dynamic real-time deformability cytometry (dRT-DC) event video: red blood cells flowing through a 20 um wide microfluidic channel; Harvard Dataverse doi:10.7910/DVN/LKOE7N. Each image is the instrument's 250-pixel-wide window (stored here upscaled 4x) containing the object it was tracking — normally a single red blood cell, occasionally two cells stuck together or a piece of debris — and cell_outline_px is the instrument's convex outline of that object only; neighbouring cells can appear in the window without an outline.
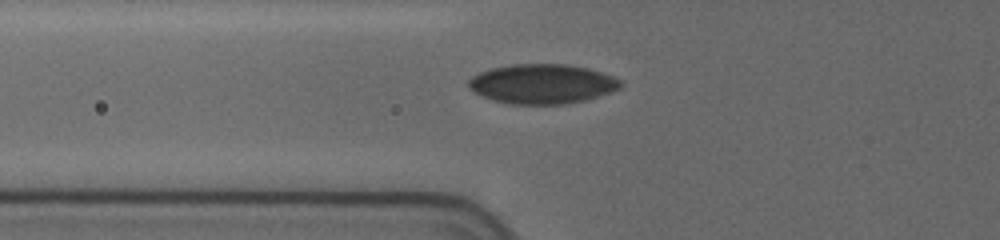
{"species": "human", "species_latin": "Homo sapiens", "temperature_condition": "cold", "stored_images_in_passage": 33, "camera_frame_rate_fps": 3000, "um_per_image_px": 0.085, "donor": {"sex": "female"}, "frame": {"image": 1, "passage_image": 6, "time_ms": 2.333, "image_size_px": [1000, 240], "cell_outline_px": [[624, 84], [620, 88], [612, 92], [584, 100], [568, 104], [508, 104], [492, 100], [472, 92], [468, 88], [468, 80], [472, 76], [480, 72], [492, 68], [508, 64], [568, 64], [588, 68], [612, 76], [620, 80]], "centroid_in_image_um": [46.06, 7.13], "position_along_channel_um": 79.7, "area_um2": 35.37}}
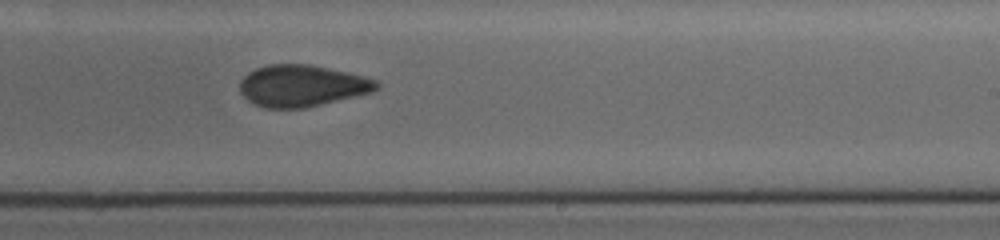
{"frame": {"image": 2, "passage_image": 18, "time_ms": 7.333, "image_size_px": [1000, 240], "cell_outline_px": [[380, 88], [372, 92], [304, 108], [268, 108], [256, 104], [248, 100], [240, 92], [240, 80], [248, 72], [256, 68], [268, 64], [308, 64], [364, 76], [376, 80], [380, 84]], "centroid_in_image_um": [25.66, 7.28], "position_along_channel_um": 263.3, "area_um2": 32.95}}
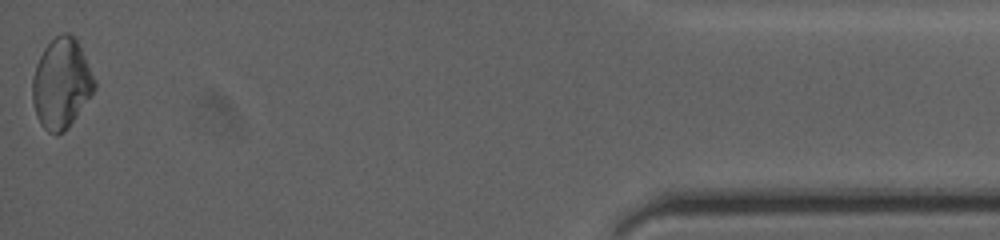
{"frame": {"image": 3, "passage_image": 33, "time_ms": 13.667, "image_size_px": [1000, 240], "cell_outline_px": [[96, 88], [68, 128], [64, 132], [56, 136], [48, 132], [40, 124], [36, 116], [32, 100], [32, 76], [36, 64], [44, 48], [56, 36], [64, 32], [68, 32], [76, 40], [96, 80]], "centroid_in_image_um": [5.2, 7.13], "position_along_channel_um": 430.0, "area_um2": 32.54}, "authors_computed_cell_mechanics": {"area_um2": 33.5818, "velocity_mm_per_s": 3.682, "shape_relaxation_time_tau1_ms": null, "shape_relaxation_time_tau2_ms": 3.8982, "deformation_change_tau1": null, "deformation_change_tau2": 0.0666}}